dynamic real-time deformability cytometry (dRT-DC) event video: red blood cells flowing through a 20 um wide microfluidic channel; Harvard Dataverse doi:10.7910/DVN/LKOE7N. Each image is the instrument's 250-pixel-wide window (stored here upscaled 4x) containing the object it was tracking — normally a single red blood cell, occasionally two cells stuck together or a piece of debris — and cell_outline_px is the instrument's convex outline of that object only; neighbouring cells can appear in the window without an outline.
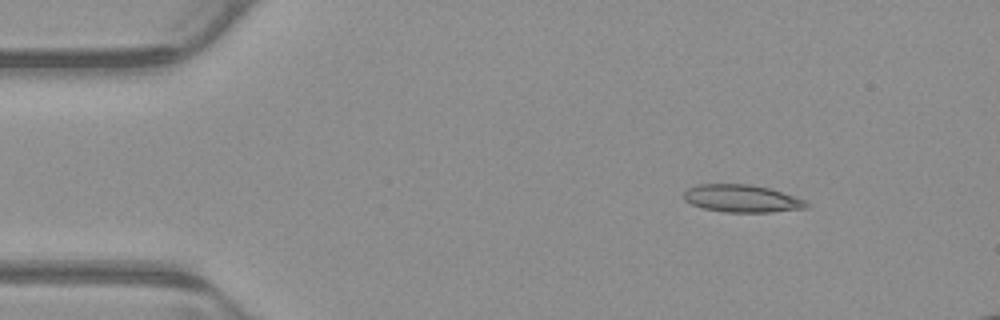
{"species": "common noctule bat (a hibernating species)", "species_latin": "Nyctalus noctula", "temperature_condition": "warm", "stored_images_in_passage": 3, "camera_frame_rate_fps": 3000, "um_per_image_px": 0.085, "animal": {"sex": "male", "body_mass_g": 23.1, "forearm_length_mm": 52.7}, "frame": {"image": 1, "passage_image": 1, "time_ms": 0.0, "image_size_px": [1000, 320], "cell_outline_px": [[812, 204], [808, 208], [772, 212], [724, 212], [704, 208], [692, 204], [684, 200], [684, 192], [688, 188], [700, 184], [748, 184], [768, 188], [804, 200]], "centroid_in_image_um": [63.07, 16.88], "position_along_channel_um": 21.9, "area_um2": 19.54}}